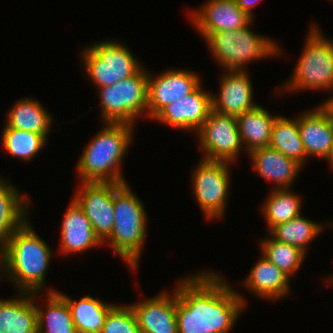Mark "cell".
Returning <instances> with one entry per match:
<instances>
[{"instance_id": "cell-1", "label": "cell", "mask_w": 333, "mask_h": 333, "mask_svg": "<svg viewBox=\"0 0 333 333\" xmlns=\"http://www.w3.org/2000/svg\"><path fill=\"white\" fill-rule=\"evenodd\" d=\"M178 283V333H229L245 309L242 294L215 272H200Z\"/></svg>"}, {"instance_id": "cell-2", "label": "cell", "mask_w": 333, "mask_h": 333, "mask_svg": "<svg viewBox=\"0 0 333 333\" xmlns=\"http://www.w3.org/2000/svg\"><path fill=\"white\" fill-rule=\"evenodd\" d=\"M4 272L19 292L39 293L44 289L52 250L25 221L4 242ZM40 290V291H39Z\"/></svg>"}, {"instance_id": "cell-3", "label": "cell", "mask_w": 333, "mask_h": 333, "mask_svg": "<svg viewBox=\"0 0 333 333\" xmlns=\"http://www.w3.org/2000/svg\"><path fill=\"white\" fill-rule=\"evenodd\" d=\"M105 127L87 144L78 164L80 182L127 183L121 163L132 142L134 125L105 122Z\"/></svg>"}, {"instance_id": "cell-4", "label": "cell", "mask_w": 333, "mask_h": 333, "mask_svg": "<svg viewBox=\"0 0 333 333\" xmlns=\"http://www.w3.org/2000/svg\"><path fill=\"white\" fill-rule=\"evenodd\" d=\"M114 214L113 230L103 245L110 243L113 251L136 271L146 238L148 218L143 202L127 183L114 193Z\"/></svg>"}, {"instance_id": "cell-5", "label": "cell", "mask_w": 333, "mask_h": 333, "mask_svg": "<svg viewBox=\"0 0 333 333\" xmlns=\"http://www.w3.org/2000/svg\"><path fill=\"white\" fill-rule=\"evenodd\" d=\"M251 23L237 31L201 34L211 55L226 70L244 71L245 64L280 54L277 42L249 29Z\"/></svg>"}, {"instance_id": "cell-6", "label": "cell", "mask_w": 333, "mask_h": 333, "mask_svg": "<svg viewBox=\"0 0 333 333\" xmlns=\"http://www.w3.org/2000/svg\"><path fill=\"white\" fill-rule=\"evenodd\" d=\"M308 33L304 51L284 90H333V40L325 38L316 25Z\"/></svg>"}, {"instance_id": "cell-7", "label": "cell", "mask_w": 333, "mask_h": 333, "mask_svg": "<svg viewBox=\"0 0 333 333\" xmlns=\"http://www.w3.org/2000/svg\"><path fill=\"white\" fill-rule=\"evenodd\" d=\"M101 117L105 122L134 125L137 118L148 115V72L141 69L136 75L116 84L98 88Z\"/></svg>"}, {"instance_id": "cell-8", "label": "cell", "mask_w": 333, "mask_h": 333, "mask_svg": "<svg viewBox=\"0 0 333 333\" xmlns=\"http://www.w3.org/2000/svg\"><path fill=\"white\" fill-rule=\"evenodd\" d=\"M123 43L106 40L91 44L83 52V63L88 77L98 88L116 84L136 75L142 66Z\"/></svg>"}, {"instance_id": "cell-9", "label": "cell", "mask_w": 333, "mask_h": 333, "mask_svg": "<svg viewBox=\"0 0 333 333\" xmlns=\"http://www.w3.org/2000/svg\"><path fill=\"white\" fill-rule=\"evenodd\" d=\"M229 164L202 158L192 174L193 194L207 219L216 220L224 215L230 192Z\"/></svg>"}, {"instance_id": "cell-10", "label": "cell", "mask_w": 333, "mask_h": 333, "mask_svg": "<svg viewBox=\"0 0 333 333\" xmlns=\"http://www.w3.org/2000/svg\"><path fill=\"white\" fill-rule=\"evenodd\" d=\"M196 133L200 148L204 150L203 159L228 163L236 161L242 148L236 117L212 109Z\"/></svg>"}, {"instance_id": "cell-11", "label": "cell", "mask_w": 333, "mask_h": 333, "mask_svg": "<svg viewBox=\"0 0 333 333\" xmlns=\"http://www.w3.org/2000/svg\"><path fill=\"white\" fill-rule=\"evenodd\" d=\"M74 200L90 220L95 234L103 242L114 227V193L123 183L81 182Z\"/></svg>"}, {"instance_id": "cell-12", "label": "cell", "mask_w": 333, "mask_h": 333, "mask_svg": "<svg viewBox=\"0 0 333 333\" xmlns=\"http://www.w3.org/2000/svg\"><path fill=\"white\" fill-rule=\"evenodd\" d=\"M201 84L197 73L170 69L156 77L148 72V117L153 119L168 104L182 99Z\"/></svg>"}, {"instance_id": "cell-13", "label": "cell", "mask_w": 333, "mask_h": 333, "mask_svg": "<svg viewBox=\"0 0 333 333\" xmlns=\"http://www.w3.org/2000/svg\"><path fill=\"white\" fill-rule=\"evenodd\" d=\"M200 84L193 92L163 108L153 119L181 130H197L212 110V93Z\"/></svg>"}, {"instance_id": "cell-14", "label": "cell", "mask_w": 333, "mask_h": 333, "mask_svg": "<svg viewBox=\"0 0 333 333\" xmlns=\"http://www.w3.org/2000/svg\"><path fill=\"white\" fill-rule=\"evenodd\" d=\"M199 10L191 11L190 17L201 34L237 31L253 21L235 0H209Z\"/></svg>"}, {"instance_id": "cell-15", "label": "cell", "mask_w": 333, "mask_h": 333, "mask_svg": "<svg viewBox=\"0 0 333 333\" xmlns=\"http://www.w3.org/2000/svg\"><path fill=\"white\" fill-rule=\"evenodd\" d=\"M141 333H178L177 293H158L153 298L130 305Z\"/></svg>"}, {"instance_id": "cell-16", "label": "cell", "mask_w": 333, "mask_h": 333, "mask_svg": "<svg viewBox=\"0 0 333 333\" xmlns=\"http://www.w3.org/2000/svg\"><path fill=\"white\" fill-rule=\"evenodd\" d=\"M220 80L219 97L212 95V109L229 116L238 117L258 106L253 101L252 83L244 71L224 70Z\"/></svg>"}, {"instance_id": "cell-17", "label": "cell", "mask_w": 333, "mask_h": 333, "mask_svg": "<svg viewBox=\"0 0 333 333\" xmlns=\"http://www.w3.org/2000/svg\"><path fill=\"white\" fill-rule=\"evenodd\" d=\"M298 126L306 156L328 159L333 167V136L330 116L319 107L306 111L298 117Z\"/></svg>"}, {"instance_id": "cell-18", "label": "cell", "mask_w": 333, "mask_h": 333, "mask_svg": "<svg viewBox=\"0 0 333 333\" xmlns=\"http://www.w3.org/2000/svg\"><path fill=\"white\" fill-rule=\"evenodd\" d=\"M60 237L59 248L64 254L83 252L89 248L103 245L95 234L90 220L74 199L64 214Z\"/></svg>"}, {"instance_id": "cell-19", "label": "cell", "mask_w": 333, "mask_h": 333, "mask_svg": "<svg viewBox=\"0 0 333 333\" xmlns=\"http://www.w3.org/2000/svg\"><path fill=\"white\" fill-rule=\"evenodd\" d=\"M248 155L255 172L274 182L275 189H289L302 169L300 164L269 146L257 148Z\"/></svg>"}, {"instance_id": "cell-20", "label": "cell", "mask_w": 333, "mask_h": 333, "mask_svg": "<svg viewBox=\"0 0 333 333\" xmlns=\"http://www.w3.org/2000/svg\"><path fill=\"white\" fill-rule=\"evenodd\" d=\"M19 294L20 297L15 299H0V333H38L37 310L33 299L38 293Z\"/></svg>"}, {"instance_id": "cell-21", "label": "cell", "mask_w": 333, "mask_h": 333, "mask_svg": "<svg viewBox=\"0 0 333 333\" xmlns=\"http://www.w3.org/2000/svg\"><path fill=\"white\" fill-rule=\"evenodd\" d=\"M243 281L251 292L267 300H277L290 293V277L263 255Z\"/></svg>"}, {"instance_id": "cell-22", "label": "cell", "mask_w": 333, "mask_h": 333, "mask_svg": "<svg viewBox=\"0 0 333 333\" xmlns=\"http://www.w3.org/2000/svg\"><path fill=\"white\" fill-rule=\"evenodd\" d=\"M277 116H272L265 108H256L236 117L240 139L246 153L269 146L273 123Z\"/></svg>"}, {"instance_id": "cell-23", "label": "cell", "mask_w": 333, "mask_h": 333, "mask_svg": "<svg viewBox=\"0 0 333 333\" xmlns=\"http://www.w3.org/2000/svg\"><path fill=\"white\" fill-rule=\"evenodd\" d=\"M58 293L66 300L78 333H101L109 311L115 306L85 295L79 301Z\"/></svg>"}, {"instance_id": "cell-24", "label": "cell", "mask_w": 333, "mask_h": 333, "mask_svg": "<svg viewBox=\"0 0 333 333\" xmlns=\"http://www.w3.org/2000/svg\"><path fill=\"white\" fill-rule=\"evenodd\" d=\"M8 182L0 179V240L3 242L28 220L29 214L25 195Z\"/></svg>"}, {"instance_id": "cell-25", "label": "cell", "mask_w": 333, "mask_h": 333, "mask_svg": "<svg viewBox=\"0 0 333 333\" xmlns=\"http://www.w3.org/2000/svg\"><path fill=\"white\" fill-rule=\"evenodd\" d=\"M6 117V125L9 128L41 134L46 139L53 123L52 116L45 107L30 97L17 100Z\"/></svg>"}, {"instance_id": "cell-26", "label": "cell", "mask_w": 333, "mask_h": 333, "mask_svg": "<svg viewBox=\"0 0 333 333\" xmlns=\"http://www.w3.org/2000/svg\"><path fill=\"white\" fill-rule=\"evenodd\" d=\"M47 293L46 309L35 303L38 333H78L66 300L56 290Z\"/></svg>"}, {"instance_id": "cell-27", "label": "cell", "mask_w": 333, "mask_h": 333, "mask_svg": "<svg viewBox=\"0 0 333 333\" xmlns=\"http://www.w3.org/2000/svg\"><path fill=\"white\" fill-rule=\"evenodd\" d=\"M269 147L281 152L301 166L307 159L301 141L298 117L294 120L278 115L273 123Z\"/></svg>"}, {"instance_id": "cell-28", "label": "cell", "mask_w": 333, "mask_h": 333, "mask_svg": "<svg viewBox=\"0 0 333 333\" xmlns=\"http://www.w3.org/2000/svg\"><path fill=\"white\" fill-rule=\"evenodd\" d=\"M323 226V224L299 215L292 220L276 225L269 233L278 242L290 244L307 253V245L322 232Z\"/></svg>"}, {"instance_id": "cell-29", "label": "cell", "mask_w": 333, "mask_h": 333, "mask_svg": "<svg viewBox=\"0 0 333 333\" xmlns=\"http://www.w3.org/2000/svg\"><path fill=\"white\" fill-rule=\"evenodd\" d=\"M273 189L262 208L269 231L276 225L301 215V198L299 195L290 192L289 189Z\"/></svg>"}, {"instance_id": "cell-30", "label": "cell", "mask_w": 333, "mask_h": 333, "mask_svg": "<svg viewBox=\"0 0 333 333\" xmlns=\"http://www.w3.org/2000/svg\"><path fill=\"white\" fill-rule=\"evenodd\" d=\"M2 145L13 157L30 161L43 149L47 139L30 131L9 128L6 124L2 132Z\"/></svg>"}, {"instance_id": "cell-31", "label": "cell", "mask_w": 333, "mask_h": 333, "mask_svg": "<svg viewBox=\"0 0 333 333\" xmlns=\"http://www.w3.org/2000/svg\"><path fill=\"white\" fill-rule=\"evenodd\" d=\"M260 243L262 255L290 278L296 274L306 257V253L301 249L278 242L272 237L263 239Z\"/></svg>"}, {"instance_id": "cell-32", "label": "cell", "mask_w": 333, "mask_h": 333, "mask_svg": "<svg viewBox=\"0 0 333 333\" xmlns=\"http://www.w3.org/2000/svg\"><path fill=\"white\" fill-rule=\"evenodd\" d=\"M101 333H141L130 304L115 305L109 311Z\"/></svg>"}, {"instance_id": "cell-33", "label": "cell", "mask_w": 333, "mask_h": 333, "mask_svg": "<svg viewBox=\"0 0 333 333\" xmlns=\"http://www.w3.org/2000/svg\"><path fill=\"white\" fill-rule=\"evenodd\" d=\"M235 2L251 19H253V7L260 2V0H235Z\"/></svg>"}, {"instance_id": "cell-34", "label": "cell", "mask_w": 333, "mask_h": 333, "mask_svg": "<svg viewBox=\"0 0 333 333\" xmlns=\"http://www.w3.org/2000/svg\"><path fill=\"white\" fill-rule=\"evenodd\" d=\"M321 106L327 111L329 116H333V95L329 97Z\"/></svg>"}, {"instance_id": "cell-35", "label": "cell", "mask_w": 333, "mask_h": 333, "mask_svg": "<svg viewBox=\"0 0 333 333\" xmlns=\"http://www.w3.org/2000/svg\"><path fill=\"white\" fill-rule=\"evenodd\" d=\"M4 266H5V255H4V242L0 240V270L1 272H4ZM0 272V275H2Z\"/></svg>"}, {"instance_id": "cell-36", "label": "cell", "mask_w": 333, "mask_h": 333, "mask_svg": "<svg viewBox=\"0 0 333 333\" xmlns=\"http://www.w3.org/2000/svg\"><path fill=\"white\" fill-rule=\"evenodd\" d=\"M330 123H331V127H332V136H333V116H330Z\"/></svg>"}, {"instance_id": "cell-37", "label": "cell", "mask_w": 333, "mask_h": 333, "mask_svg": "<svg viewBox=\"0 0 333 333\" xmlns=\"http://www.w3.org/2000/svg\"><path fill=\"white\" fill-rule=\"evenodd\" d=\"M330 281V282H329ZM329 283H331L333 285V275L332 277H330V279L328 280Z\"/></svg>"}]
</instances>
